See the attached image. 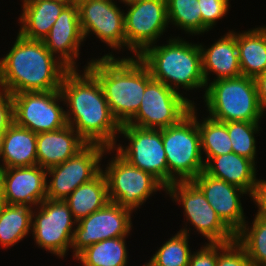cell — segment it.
<instances>
[{"label": "cell", "instance_id": "cell-23", "mask_svg": "<svg viewBox=\"0 0 266 266\" xmlns=\"http://www.w3.org/2000/svg\"><path fill=\"white\" fill-rule=\"evenodd\" d=\"M66 5L48 0H23L19 34L30 40H43Z\"/></svg>", "mask_w": 266, "mask_h": 266}, {"label": "cell", "instance_id": "cell-28", "mask_svg": "<svg viewBox=\"0 0 266 266\" xmlns=\"http://www.w3.org/2000/svg\"><path fill=\"white\" fill-rule=\"evenodd\" d=\"M125 238L116 237L102 240L81 251L75 259L83 266H127Z\"/></svg>", "mask_w": 266, "mask_h": 266}, {"label": "cell", "instance_id": "cell-24", "mask_svg": "<svg viewBox=\"0 0 266 266\" xmlns=\"http://www.w3.org/2000/svg\"><path fill=\"white\" fill-rule=\"evenodd\" d=\"M37 134L13 123L5 132L0 169L37 165Z\"/></svg>", "mask_w": 266, "mask_h": 266}, {"label": "cell", "instance_id": "cell-33", "mask_svg": "<svg viewBox=\"0 0 266 266\" xmlns=\"http://www.w3.org/2000/svg\"><path fill=\"white\" fill-rule=\"evenodd\" d=\"M259 128V122H227V130L232 143L233 152L255 163L256 140L254 134L259 131Z\"/></svg>", "mask_w": 266, "mask_h": 266}, {"label": "cell", "instance_id": "cell-2", "mask_svg": "<svg viewBox=\"0 0 266 266\" xmlns=\"http://www.w3.org/2000/svg\"><path fill=\"white\" fill-rule=\"evenodd\" d=\"M45 46L19 33L9 53L0 60V90L22 92L60 90L69 70Z\"/></svg>", "mask_w": 266, "mask_h": 266}, {"label": "cell", "instance_id": "cell-44", "mask_svg": "<svg viewBox=\"0 0 266 266\" xmlns=\"http://www.w3.org/2000/svg\"><path fill=\"white\" fill-rule=\"evenodd\" d=\"M132 1H135V0H121V2H123V3H129V2H132Z\"/></svg>", "mask_w": 266, "mask_h": 266}, {"label": "cell", "instance_id": "cell-8", "mask_svg": "<svg viewBox=\"0 0 266 266\" xmlns=\"http://www.w3.org/2000/svg\"><path fill=\"white\" fill-rule=\"evenodd\" d=\"M115 156L107 164L106 170H102L107 180L110 202L133 211L146 202L153 192L166 189L149 172L131 165L118 153Z\"/></svg>", "mask_w": 266, "mask_h": 266}, {"label": "cell", "instance_id": "cell-20", "mask_svg": "<svg viewBox=\"0 0 266 266\" xmlns=\"http://www.w3.org/2000/svg\"><path fill=\"white\" fill-rule=\"evenodd\" d=\"M88 143L70 126L37 134V165L44 169L65 162Z\"/></svg>", "mask_w": 266, "mask_h": 266}, {"label": "cell", "instance_id": "cell-15", "mask_svg": "<svg viewBox=\"0 0 266 266\" xmlns=\"http://www.w3.org/2000/svg\"><path fill=\"white\" fill-rule=\"evenodd\" d=\"M132 210L108 202L101 209L77 222L71 247L75 258L87 247L102 240L130 234Z\"/></svg>", "mask_w": 266, "mask_h": 266}, {"label": "cell", "instance_id": "cell-6", "mask_svg": "<svg viewBox=\"0 0 266 266\" xmlns=\"http://www.w3.org/2000/svg\"><path fill=\"white\" fill-rule=\"evenodd\" d=\"M195 106L177 124L162 129V142L168 166V186L192 181L204 171L201 137ZM176 175V176H175Z\"/></svg>", "mask_w": 266, "mask_h": 266}, {"label": "cell", "instance_id": "cell-19", "mask_svg": "<svg viewBox=\"0 0 266 266\" xmlns=\"http://www.w3.org/2000/svg\"><path fill=\"white\" fill-rule=\"evenodd\" d=\"M83 40L78 6L72 4L62 10L43 42L54 56L60 53L58 59L72 70L77 69L75 59L79 56V46Z\"/></svg>", "mask_w": 266, "mask_h": 266}, {"label": "cell", "instance_id": "cell-16", "mask_svg": "<svg viewBox=\"0 0 266 266\" xmlns=\"http://www.w3.org/2000/svg\"><path fill=\"white\" fill-rule=\"evenodd\" d=\"M84 39L92 31L97 38L114 49L126 46L124 12L112 0H92L78 5Z\"/></svg>", "mask_w": 266, "mask_h": 266}, {"label": "cell", "instance_id": "cell-14", "mask_svg": "<svg viewBox=\"0 0 266 266\" xmlns=\"http://www.w3.org/2000/svg\"><path fill=\"white\" fill-rule=\"evenodd\" d=\"M124 13L126 45L138 56L155 44L168 27L166 0H135L126 3Z\"/></svg>", "mask_w": 266, "mask_h": 266}, {"label": "cell", "instance_id": "cell-42", "mask_svg": "<svg viewBox=\"0 0 266 266\" xmlns=\"http://www.w3.org/2000/svg\"><path fill=\"white\" fill-rule=\"evenodd\" d=\"M3 196H2V184H1V178H0V209L3 206Z\"/></svg>", "mask_w": 266, "mask_h": 266}, {"label": "cell", "instance_id": "cell-37", "mask_svg": "<svg viewBox=\"0 0 266 266\" xmlns=\"http://www.w3.org/2000/svg\"><path fill=\"white\" fill-rule=\"evenodd\" d=\"M13 123V96L0 90V132H5Z\"/></svg>", "mask_w": 266, "mask_h": 266}, {"label": "cell", "instance_id": "cell-25", "mask_svg": "<svg viewBox=\"0 0 266 266\" xmlns=\"http://www.w3.org/2000/svg\"><path fill=\"white\" fill-rule=\"evenodd\" d=\"M241 75L255 79L266 73V27L236 33Z\"/></svg>", "mask_w": 266, "mask_h": 266}, {"label": "cell", "instance_id": "cell-11", "mask_svg": "<svg viewBox=\"0 0 266 266\" xmlns=\"http://www.w3.org/2000/svg\"><path fill=\"white\" fill-rule=\"evenodd\" d=\"M14 123L38 134L55 131L67 125L60 90L12 94ZM60 100V101H58Z\"/></svg>", "mask_w": 266, "mask_h": 266}, {"label": "cell", "instance_id": "cell-31", "mask_svg": "<svg viewBox=\"0 0 266 266\" xmlns=\"http://www.w3.org/2000/svg\"><path fill=\"white\" fill-rule=\"evenodd\" d=\"M187 228L181 229L166 241L147 263L149 266H188L191 250Z\"/></svg>", "mask_w": 266, "mask_h": 266}, {"label": "cell", "instance_id": "cell-39", "mask_svg": "<svg viewBox=\"0 0 266 266\" xmlns=\"http://www.w3.org/2000/svg\"><path fill=\"white\" fill-rule=\"evenodd\" d=\"M254 80L257 88L260 106L264 111H266V73H263L262 75L256 77Z\"/></svg>", "mask_w": 266, "mask_h": 266}, {"label": "cell", "instance_id": "cell-22", "mask_svg": "<svg viewBox=\"0 0 266 266\" xmlns=\"http://www.w3.org/2000/svg\"><path fill=\"white\" fill-rule=\"evenodd\" d=\"M204 171L215 178L245 190L253 196L257 179L255 163L234 152L212 157L206 164Z\"/></svg>", "mask_w": 266, "mask_h": 266}, {"label": "cell", "instance_id": "cell-27", "mask_svg": "<svg viewBox=\"0 0 266 266\" xmlns=\"http://www.w3.org/2000/svg\"><path fill=\"white\" fill-rule=\"evenodd\" d=\"M27 205L3 204L0 209V244L14 246L32 230L33 208Z\"/></svg>", "mask_w": 266, "mask_h": 266}, {"label": "cell", "instance_id": "cell-12", "mask_svg": "<svg viewBox=\"0 0 266 266\" xmlns=\"http://www.w3.org/2000/svg\"><path fill=\"white\" fill-rule=\"evenodd\" d=\"M39 205L38 213L32 212L33 238L41 248L64 257L68 247L71 248L72 228L77 221L64 200L46 198Z\"/></svg>", "mask_w": 266, "mask_h": 266}, {"label": "cell", "instance_id": "cell-43", "mask_svg": "<svg viewBox=\"0 0 266 266\" xmlns=\"http://www.w3.org/2000/svg\"><path fill=\"white\" fill-rule=\"evenodd\" d=\"M87 1H92V0H74V4L76 6H78V5H80V4L84 3V2H87Z\"/></svg>", "mask_w": 266, "mask_h": 266}, {"label": "cell", "instance_id": "cell-13", "mask_svg": "<svg viewBox=\"0 0 266 266\" xmlns=\"http://www.w3.org/2000/svg\"><path fill=\"white\" fill-rule=\"evenodd\" d=\"M119 133L130 141L129 146L125 148L118 145L112 148L131 165L149 172L167 188L168 166L162 129H146L126 123L121 125Z\"/></svg>", "mask_w": 266, "mask_h": 266}, {"label": "cell", "instance_id": "cell-34", "mask_svg": "<svg viewBox=\"0 0 266 266\" xmlns=\"http://www.w3.org/2000/svg\"><path fill=\"white\" fill-rule=\"evenodd\" d=\"M216 266H252V264L245 249L234 240L229 243H217Z\"/></svg>", "mask_w": 266, "mask_h": 266}, {"label": "cell", "instance_id": "cell-40", "mask_svg": "<svg viewBox=\"0 0 266 266\" xmlns=\"http://www.w3.org/2000/svg\"><path fill=\"white\" fill-rule=\"evenodd\" d=\"M48 1L57 2L66 6L74 4V0H48Z\"/></svg>", "mask_w": 266, "mask_h": 266}, {"label": "cell", "instance_id": "cell-38", "mask_svg": "<svg viewBox=\"0 0 266 266\" xmlns=\"http://www.w3.org/2000/svg\"><path fill=\"white\" fill-rule=\"evenodd\" d=\"M258 206L257 214L266 218V181L257 180L256 189L251 197Z\"/></svg>", "mask_w": 266, "mask_h": 266}, {"label": "cell", "instance_id": "cell-35", "mask_svg": "<svg viewBox=\"0 0 266 266\" xmlns=\"http://www.w3.org/2000/svg\"><path fill=\"white\" fill-rule=\"evenodd\" d=\"M202 18V33L211 30L218 19L223 18L229 9L228 0H198Z\"/></svg>", "mask_w": 266, "mask_h": 266}, {"label": "cell", "instance_id": "cell-18", "mask_svg": "<svg viewBox=\"0 0 266 266\" xmlns=\"http://www.w3.org/2000/svg\"><path fill=\"white\" fill-rule=\"evenodd\" d=\"M192 181L201 189L219 218L236 234L246 223L240 195L243 196L247 192L235 185L212 177L205 171Z\"/></svg>", "mask_w": 266, "mask_h": 266}, {"label": "cell", "instance_id": "cell-26", "mask_svg": "<svg viewBox=\"0 0 266 266\" xmlns=\"http://www.w3.org/2000/svg\"><path fill=\"white\" fill-rule=\"evenodd\" d=\"M64 201L77 222L101 209L109 202L105 174L101 171L91 181L81 184Z\"/></svg>", "mask_w": 266, "mask_h": 266}, {"label": "cell", "instance_id": "cell-4", "mask_svg": "<svg viewBox=\"0 0 266 266\" xmlns=\"http://www.w3.org/2000/svg\"><path fill=\"white\" fill-rule=\"evenodd\" d=\"M138 58L148 68L153 79L161 81L176 92L179 91V86L184 90L206 87L198 44L189 43L179 37L172 38L166 45L148 46Z\"/></svg>", "mask_w": 266, "mask_h": 266}, {"label": "cell", "instance_id": "cell-5", "mask_svg": "<svg viewBox=\"0 0 266 266\" xmlns=\"http://www.w3.org/2000/svg\"><path fill=\"white\" fill-rule=\"evenodd\" d=\"M207 88V89H206ZM205 88L209 117L219 122H259L260 106L255 80L247 76L214 80Z\"/></svg>", "mask_w": 266, "mask_h": 266}, {"label": "cell", "instance_id": "cell-3", "mask_svg": "<svg viewBox=\"0 0 266 266\" xmlns=\"http://www.w3.org/2000/svg\"><path fill=\"white\" fill-rule=\"evenodd\" d=\"M134 58L119 60L109 53L100 59H92L86 66L100 82L110 110L120 125L136 115L147 83L152 78L138 56Z\"/></svg>", "mask_w": 266, "mask_h": 266}, {"label": "cell", "instance_id": "cell-30", "mask_svg": "<svg viewBox=\"0 0 266 266\" xmlns=\"http://www.w3.org/2000/svg\"><path fill=\"white\" fill-rule=\"evenodd\" d=\"M198 128L201 137V150L207 156V160L204 159L205 164L214 156L233 152L227 122H219L208 116L202 123L198 121Z\"/></svg>", "mask_w": 266, "mask_h": 266}, {"label": "cell", "instance_id": "cell-9", "mask_svg": "<svg viewBox=\"0 0 266 266\" xmlns=\"http://www.w3.org/2000/svg\"><path fill=\"white\" fill-rule=\"evenodd\" d=\"M165 190L175 202L183 205L186 219L209 243H229L235 240L236 234L219 218L193 181L174 182Z\"/></svg>", "mask_w": 266, "mask_h": 266}, {"label": "cell", "instance_id": "cell-29", "mask_svg": "<svg viewBox=\"0 0 266 266\" xmlns=\"http://www.w3.org/2000/svg\"><path fill=\"white\" fill-rule=\"evenodd\" d=\"M252 227H243L235 240L245 249L252 266H266V218L256 214Z\"/></svg>", "mask_w": 266, "mask_h": 266}, {"label": "cell", "instance_id": "cell-10", "mask_svg": "<svg viewBox=\"0 0 266 266\" xmlns=\"http://www.w3.org/2000/svg\"><path fill=\"white\" fill-rule=\"evenodd\" d=\"M114 148L101 144H87L76 155L47 169L52 180L46 183V198L65 200L78 186L95 178L101 171L103 154ZM106 151V152H105Z\"/></svg>", "mask_w": 266, "mask_h": 266}, {"label": "cell", "instance_id": "cell-32", "mask_svg": "<svg viewBox=\"0 0 266 266\" xmlns=\"http://www.w3.org/2000/svg\"><path fill=\"white\" fill-rule=\"evenodd\" d=\"M168 22L190 34L202 33V18L198 0H166Z\"/></svg>", "mask_w": 266, "mask_h": 266}, {"label": "cell", "instance_id": "cell-17", "mask_svg": "<svg viewBox=\"0 0 266 266\" xmlns=\"http://www.w3.org/2000/svg\"><path fill=\"white\" fill-rule=\"evenodd\" d=\"M3 202L38 206L46 199L47 170L39 165L0 169Z\"/></svg>", "mask_w": 266, "mask_h": 266}, {"label": "cell", "instance_id": "cell-7", "mask_svg": "<svg viewBox=\"0 0 266 266\" xmlns=\"http://www.w3.org/2000/svg\"><path fill=\"white\" fill-rule=\"evenodd\" d=\"M182 95L151 78L143 93L139 110L127 124L158 130L177 124L194 105V102Z\"/></svg>", "mask_w": 266, "mask_h": 266}, {"label": "cell", "instance_id": "cell-41", "mask_svg": "<svg viewBox=\"0 0 266 266\" xmlns=\"http://www.w3.org/2000/svg\"><path fill=\"white\" fill-rule=\"evenodd\" d=\"M3 138H4V132H0V158H1L2 147H3Z\"/></svg>", "mask_w": 266, "mask_h": 266}, {"label": "cell", "instance_id": "cell-36", "mask_svg": "<svg viewBox=\"0 0 266 266\" xmlns=\"http://www.w3.org/2000/svg\"><path fill=\"white\" fill-rule=\"evenodd\" d=\"M216 264L217 243H207L198 252L191 253L188 266H216Z\"/></svg>", "mask_w": 266, "mask_h": 266}, {"label": "cell", "instance_id": "cell-1", "mask_svg": "<svg viewBox=\"0 0 266 266\" xmlns=\"http://www.w3.org/2000/svg\"><path fill=\"white\" fill-rule=\"evenodd\" d=\"M60 92L70 108L65 111L67 124L88 144H101L107 148L116 145V134L121 125L110 110L100 82L87 67L82 75L77 69L68 70Z\"/></svg>", "mask_w": 266, "mask_h": 266}, {"label": "cell", "instance_id": "cell-21", "mask_svg": "<svg viewBox=\"0 0 266 266\" xmlns=\"http://www.w3.org/2000/svg\"><path fill=\"white\" fill-rule=\"evenodd\" d=\"M199 47L206 87L210 80L208 79L210 72L217 74V79L214 80L241 76L235 32H227L208 49H205L202 44H199Z\"/></svg>", "mask_w": 266, "mask_h": 266}]
</instances>
